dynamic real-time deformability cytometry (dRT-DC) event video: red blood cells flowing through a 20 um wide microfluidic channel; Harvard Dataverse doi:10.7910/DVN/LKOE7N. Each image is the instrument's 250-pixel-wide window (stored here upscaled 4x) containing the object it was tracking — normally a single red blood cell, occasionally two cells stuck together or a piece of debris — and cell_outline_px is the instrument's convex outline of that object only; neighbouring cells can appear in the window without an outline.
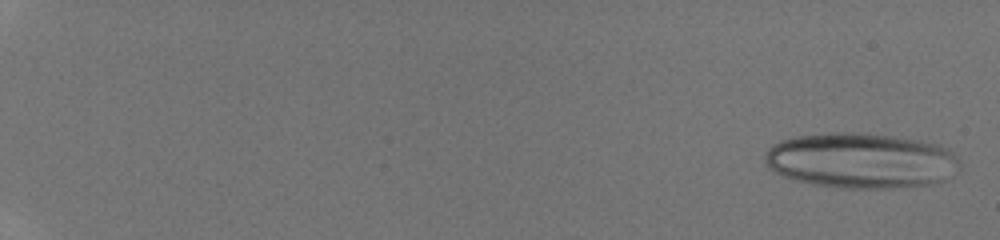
{"species": "human", "species_latin": "Homo sapiens", "temperature_condition": "room temperature", "stored_images_in_passage": 46, "camera_frame_rate_fps": 3000, "um_per_image_px": 0.085, "donor": {"sex": "male"}, "frame": {"image": 1, "passage_image": 1, "time_ms": 0.0, "image_size_px": [1000, 240], "cell_outline_px": [[960, 164], [944, 180], [932, 184], [888, 188], [836, 188], [812, 184], [796, 180], [784, 176], [776, 172], [764, 160], [764, 156], [768, 148], [772, 144], [780, 140], [796, 136], [836, 132], [856, 132], [892, 136], [916, 140], [936, 144], [948, 148], [960, 160]], "centroid_in_image_um": [73.16, 13.65], "position_along_channel_um": 11.8, "area_um2": 62.71}}
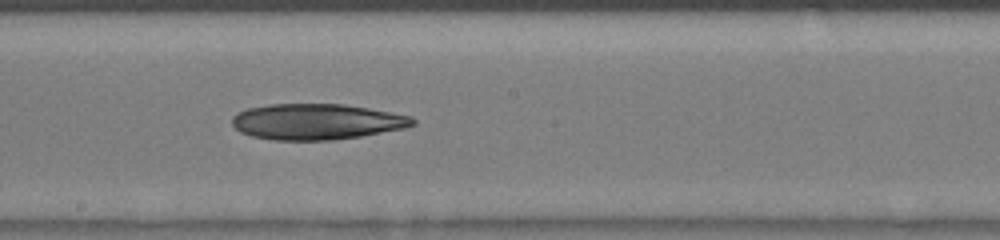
{"frame": {"image": 2, "passage_image": 29, "time_ms": 9.333, "image_size_px": [1000, 240], "cell_outline_px": [[416, 124], [404, 128], [360, 136], [332, 140], [272, 140], [252, 136], [240, 132], [232, 124], [232, 116], [236, 112], [248, 108], [268, 104], [344, 104], [368, 108], [412, 116], [416, 120]], "centroid_in_image_um": [26.89, 10.34], "position_along_channel_um": 221.3, "area_um2": 37.8}}
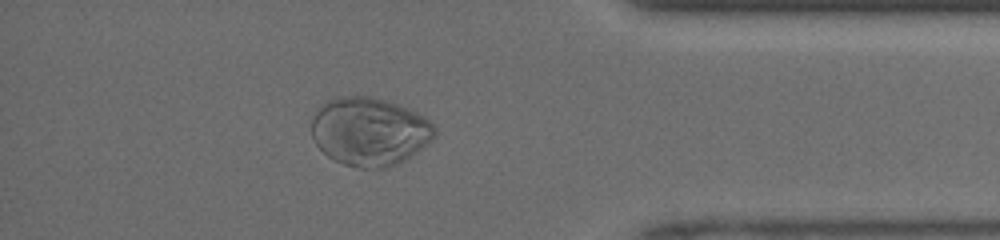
{"frame": {"image": 3, "passage_image": 42, "time_ms": 13.667, "image_size_px": [1000, 240], "cell_outline_px": [[436, 136], [432, 140], [416, 152], [404, 160], [396, 164], [384, 168], [356, 168], [332, 160], [316, 144], [312, 136], [312, 120], [316, 108], [320, 104], [332, 96], [372, 96], [396, 104], [416, 112], [424, 116], [436, 128]], "centroid_in_image_um": [31.37, 11.16], "position_along_channel_um": 403.8, "area_um2": 49.3}}